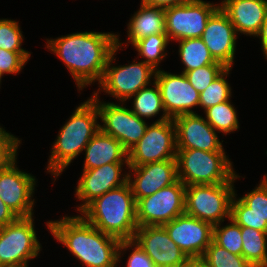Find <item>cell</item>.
<instances>
[{"instance_id":"33","label":"cell","mask_w":267,"mask_h":267,"mask_svg":"<svg viewBox=\"0 0 267 267\" xmlns=\"http://www.w3.org/2000/svg\"><path fill=\"white\" fill-rule=\"evenodd\" d=\"M23 32L18 21L0 19V48L7 51H27L23 49Z\"/></svg>"},{"instance_id":"11","label":"cell","mask_w":267,"mask_h":267,"mask_svg":"<svg viewBox=\"0 0 267 267\" xmlns=\"http://www.w3.org/2000/svg\"><path fill=\"white\" fill-rule=\"evenodd\" d=\"M219 7L218 3L187 0L164 9L166 35L175 42L202 37L207 21Z\"/></svg>"},{"instance_id":"39","label":"cell","mask_w":267,"mask_h":267,"mask_svg":"<svg viewBox=\"0 0 267 267\" xmlns=\"http://www.w3.org/2000/svg\"><path fill=\"white\" fill-rule=\"evenodd\" d=\"M186 1L187 0H141V3L149 6L166 9L168 7H173L175 5L182 4Z\"/></svg>"},{"instance_id":"27","label":"cell","mask_w":267,"mask_h":267,"mask_svg":"<svg viewBox=\"0 0 267 267\" xmlns=\"http://www.w3.org/2000/svg\"><path fill=\"white\" fill-rule=\"evenodd\" d=\"M178 54L184 65L183 73L216 62L201 37L179 40Z\"/></svg>"},{"instance_id":"2","label":"cell","mask_w":267,"mask_h":267,"mask_svg":"<svg viewBox=\"0 0 267 267\" xmlns=\"http://www.w3.org/2000/svg\"><path fill=\"white\" fill-rule=\"evenodd\" d=\"M54 239L86 267H117L120 240L104 234L81 215L46 222Z\"/></svg>"},{"instance_id":"12","label":"cell","mask_w":267,"mask_h":267,"mask_svg":"<svg viewBox=\"0 0 267 267\" xmlns=\"http://www.w3.org/2000/svg\"><path fill=\"white\" fill-rule=\"evenodd\" d=\"M185 188L180 180L136 201V222L140 226H163L185 213Z\"/></svg>"},{"instance_id":"26","label":"cell","mask_w":267,"mask_h":267,"mask_svg":"<svg viewBox=\"0 0 267 267\" xmlns=\"http://www.w3.org/2000/svg\"><path fill=\"white\" fill-rule=\"evenodd\" d=\"M242 256L253 267H267V233L249 227H240Z\"/></svg>"},{"instance_id":"7","label":"cell","mask_w":267,"mask_h":267,"mask_svg":"<svg viewBox=\"0 0 267 267\" xmlns=\"http://www.w3.org/2000/svg\"><path fill=\"white\" fill-rule=\"evenodd\" d=\"M234 183L187 185L185 213L213 226L231 218Z\"/></svg>"},{"instance_id":"24","label":"cell","mask_w":267,"mask_h":267,"mask_svg":"<svg viewBox=\"0 0 267 267\" xmlns=\"http://www.w3.org/2000/svg\"><path fill=\"white\" fill-rule=\"evenodd\" d=\"M127 24V42L133 46L137 41L152 34H166L163 8L140 3Z\"/></svg>"},{"instance_id":"42","label":"cell","mask_w":267,"mask_h":267,"mask_svg":"<svg viewBox=\"0 0 267 267\" xmlns=\"http://www.w3.org/2000/svg\"><path fill=\"white\" fill-rule=\"evenodd\" d=\"M2 76H3V75H2L1 72H0V84H1V82H2V81H1V80H2ZM0 88H1V86H0Z\"/></svg>"},{"instance_id":"22","label":"cell","mask_w":267,"mask_h":267,"mask_svg":"<svg viewBox=\"0 0 267 267\" xmlns=\"http://www.w3.org/2000/svg\"><path fill=\"white\" fill-rule=\"evenodd\" d=\"M219 4L238 35L255 37L267 16V0H223Z\"/></svg>"},{"instance_id":"40","label":"cell","mask_w":267,"mask_h":267,"mask_svg":"<svg viewBox=\"0 0 267 267\" xmlns=\"http://www.w3.org/2000/svg\"><path fill=\"white\" fill-rule=\"evenodd\" d=\"M255 37H259V39L261 40V49L263 51L262 53L267 59V16L264 20L263 25L261 26L259 33Z\"/></svg>"},{"instance_id":"3","label":"cell","mask_w":267,"mask_h":267,"mask_svg":"<svg viewBox=\"0 0 267 267\" xmlns=\"http://www.w3.org/2000/svg\"><path fill=\"white\" fill-rule=\"evenodd\" d=\"M98 119L99 111L96 103L88 98L76 107L60 128L53 142L46 168L47 172L53 175L54 181L83 152L88 142L98 132L100 129Z\"/></svg>"},{"instance_id":"29","label":"cell","mask_w":267,"mask_h":267,"mask_svg":"<svg viewBox=\"0 0 267 267\" xmlns=\"http://www.w3.org/2000/svg\"><path fill=\"white\" fill-rule=\"evenodd\" d=\"M170 40L166 34H152L137 41L133 47L138 52V57L144 58L145 63L159 70V65L167 56V46Z\"/></svg>"},{"instance_id":"32","label":"cell","mask_w":267,"mask_h":267,"mask_svg":"<svg viewBox=\"0 0 267 267\" xmlns=\"http://www.w3.org/2000/svg\"><path fill=\"white\" fill-rule=\"evenodd\" d=\"M202 258L208 267H253L243 256L230 253L212 241Z\"/></svg>"},{"instance_id":"31","label":"cell","mask_w":267,"mask_h":267,"mask_svg":"<svg viewBox=\"0 0 267 267\" xmlns=\"http://www.w3.org/2000/svg\"><path fill=\"white\" fill-rule=\"evenodd\" d=\"M228 221V225H222L221 222L214 226L213 241L230 253L242 256L243 240L240 226L231 218Z\"/></svg>"},{"instance_id":"36","label":"cell","mask_w":267,"mask_h":267,"mask_svg":"<svg viewBox=\"0 0 267 267\" xmlns=\"http://www.w3.org/2000/svg\"><path fill=\"white\" fill-rule=\"evenodd\" d=\"M29 51H7L0 48V72L4 74H19L30 59Z\"/></svg>"},{"instance_id":"4","label":"cell","mask_w":267,"mask_h":267,"mask_svg":"<svg viewBox=\"0 0 267 267\" xmlns=\"http://www.w3.org/2000/svg\"><path fill=\"white\" fill-rule=\"evenodd\" d=\"M80 215L104 234L119 240H131L138 227L136 201L129 183L95 198Z\"/></svg>"},{"instance_id":"9","label":"cell","mask_w":267,"mask_h":267,"mask_svg":"<svg viewBox=\"0 0 267 267\" xmlns=\"http://www.w3.org/2000/svg\"><path fill=\"white\" fill-rule=\"evenodd\" d=\"M99 95L90 98L99 111L100 130L118 140L128 152L144 136L148 124L120 102L99 101ZM122 104V105H121Z\"/></svg>"},{"instance_id":"34","label":"cell","mask_w":267,"mask_h":267,"mask_svg":"<svg viewBox=\"0 0 267 267\" xmlns=\"http://www.w3.org/2000/svg\"><path fill=\"white\" fill-rule=\"evenodd\" d=\"M226 67L221 63H213L203 67H199L185 74L187 80L190 84L199 92H203L209 84L212 83L224 70Z\"/></svg>"},{"instance_id":"20","label":"cell","mask_w":267,"mask_h":267,"mask_svg":"<svg viewBox=\"0 0 267 267\" xmlns=\"http://www.w3.org/2000/svg\"><path fill=\"white\" fill-rule=\"evenodd\" d=\"M177 149L225 151L218 132L198 113L175 117Z\"/></svg>"},{"instance_id":"1","label":"cell","mask_w":267,"mask_h":267,"mask_svg":"<svg viewBox=\"0 0 267 267\" xmlns=\"http://www.w3.org/2000/svg\"><path fill=\"white\" fill-rule=\"evenodd\" d=\"M46 40V48L69 70L78 91L101 82L108 58L116 46V34L110 32H77Z\"/></svg>"},{"instance_id":"13","label":"cell","mask_w":267,"mask_h":267,"mask_svg":"<svg viewBox=\"0 0 267 267\" xmlns=\"http://www.w3.org/2000/svg\"><path fill=\"white\" fill-rule=\"evenodd\" d=\"M36 178L17 167V158L0 168V199L18 216L34 215Z\"/></svg>"},{"instance_id":"10","label":"cell","mask_w":267,"mask_h":267,"mask_svg":"<svg viewBox=\"0 0 267 267\" xmlns=\"http://www.w3.org/2000/svg\"><path fill=\"white\" fill-rule=\"evenodd\" d=\"M177 138L173 119L154 121L144 136L128 151L129 166L176 159Z\"/></svg>"},{"instance_id":"6","label":"cell","mask_w":267,"mask_h":267,"mask_svg":"<svg viewBox=\"0 0 267 267\" xmlns=\"http://www.w3.org/2000/svg\"><path fill=\"white\" fill-rule=\"evenodd\" d=\"M119 35L116 34V46L112 50L104 71L99 89L94 91V95L105 92L114 97L119 102L126 103L127 100L135 95L143 87L149 86L152 79H155L156 70L144 61H136L128 65L113 66L116 60V52L123 49L124 42H120ZM115 55V56H114ZM112 65V66H111ZM126 101V102H125Z\"/></svg>"},{"instance_id":"41","label":"cell","mask_w":267,"mask_h":267,"mask_svg":"<svg viewBox=\"0 0 267 267\" xmlns=\"http://www.w3.org/2000/svg\"><path fill=\"white\" fill-rule=\"evenodd\" d=\"M179 267H208L202 257H190Z\"/></svg>"},{"instance_id":"17","label":"cell","mask_w":267,"mask_h":267,"mask_svg":"<svg viewBox=\"0 0 267 267\" xmlns=\"http://www.w3.org/2000/svg\"><path fill=\"white\" fill-rule=\"evenodd\" d=\"M125 169H129L127 182L130 185L135 201L150 196L178 181L176 159H168L141 166H129Z\"/></svg>"},{"instance_id":"8","label":"cell","mask_w":267,"mask_h":267,"mask_svg":"<svg viewBox=\"0 0 267 267\" xmlns=\"http://www.w3.org/2000/svg\"><path fill=\"white\" fill-rule=\"evenodd\" d=\"M34 216L18 217L0 228V267H28L39 256L42 245L34 226Z\"/></svg>"},{"instance_id":"23","label":"cell","mask_w":267,"mask_h":267,"mask_svg":"<svg viewBox=\"0 0 267 267\" xmlns=\"http://www.w3.org/2000/svg\"><path fill=\"white\" fill-rule=\"evenodd\" d=\"M83 170L94 169L109 163H128V152L122 144L100 129L85 149Z\"/></svg>"},{"instance_id":"37","label":"cell","mask_w":267,"mask_h":267,"mask_svg":"<svg viewBox=\"0 0 267 267\" xmlns=\"http://www.w3.org/2000/svg\"><path fill=\"white\" fill-rule=\"evenodd\" d=\"M20 144L21 139L12 135L11 132H6L5 128L0 126V168L9 165L17 158Z\"/></svg>"},{"instance_id":"35","label":"cell","mask_w":267,"mask_h":267,"mask_svg":"<svg viewBox=\"0 0 267 267\" xmlns=\"http://www.w3.org/2000/svg\"><path fill=\"white\" fill-rule=\"evenodd\" d=\"M132 249L126 262V267H156L151 258L144 250L133 240H120L118 246V262H121L124 252ZM122 256V257H121Z\"/></svg>"},{"instance_id":"25","label":"cell","mask_w":267,"mask_h":267,"mask_svg":"<svg viewBox=\"0 0 267 267\" xmlns=\"http://www.w3.org/2000/svg\"><path fill=\"white\" fill-rule=\"evenodd\" d=\"M152 81V87H150V85L149 87H143L135 95L129 98H134L132 102L133 108H130V110L141 119L153 118L157 116L159 112L163 113L156 122L170 119L164 110L159 86L155 80Z\"/></svg>"},{"instance_id":"38","label":"cell","mask_w":267,"mask_h":267,"mask_svg":"<svg viewBox=\"0 0 267 267\" xmlns=\"http://www.w3.org/2000/svg\"><path fill=\"white\" fill-rule=\"evenodd\" d=\"M18 216L0 199V228L15 221Z\"/></svg>"},{"instance_id":"28","label":"cell","mask_w":267,"mask_h":267,"mask_svg":"<svg viewBox=\"0 0 267 267\" xmlns=\"http://www.w3.org/2000/svg\"><path fill=\"white\" fill-rule=\"evenodd\" d=\"M204 113L206 115L205 120L215 131L223 133V136L240 128L237 110L231 103V99L207 108Z\"/></svg>"},{"instance_id":"19","label":"cell","mask_w":267,"mask_h":267,"mask_svg":"<svg viewBox=\"0 0 267 267\" xmlns=\"http://www.w3.org/2000/svg\"><path fill=\"white\" fill-rule=\"evenodd\" d=\"M201 38L214 60L232 69L238 36L228 15L220 7L207 21Z\"/></svg>"},{"instance_id":"18","label":"cell","mask_w":267,"mask_h":267,"mask_svg":"<svg viewBox=\"0 0 267 267\" xmlns=\"http://www.w3.org/2000/svg\"><path fill=\"white\" fill-rule=\"evenodd\" d=\"M133 240L156 267H179L188 257L171 240L164 226L137 227Z\"/></svg>"},{"instance_id":"21","label":"cell","mask_w":267,"mask_h":267,"mask_svg":"<svg viewBox=\"0 0 267 267\" xmlns=\"http://www.w3.org/2000/svg\"><path fill=\"white\" fill-rule=\"evenodd\" d=\"M234 195L231 202V219L240 227H249L267 233V175L243 197Z\"/></svg>"},{"instance_id":"5","label":"cell","mask_w":267,"mask_h":267,"mask_svg":"<svg viewBox=\"0 0 267 267\" xmlns=\"http://www.w3.org/2000/svg\"><path fill=\"white\" fill-rule=\"evenodd\" d=\"M225 151L177 149L178 180L184 185L234 183L240 176L233 170Z\"/></svg>"},{"instance_id":"30","label":"cell","mask_w":267,"mask_h":267,"mask_svg":"<svg viewBox=\"0 0 267 267\" xmlns=\"http://www.w3.org/2000/svg\"><path fill=\"white\" fill-rule=\"evenodd\" d=\"M231 68H226L203 92L199 94V107L207 108L232 98L230 83L227 81Z\"/></svg>"},{"instance_id":"14","label":"cell","mask_w":267,"mask_h":267,"mask_svg":"<svg viewBox=\"0 0 267 267\" xmlns=\"http://www.w3.org/2000/svg\"><path fill=\"white\" fill-rule=\"evenodd\" d=\"M161 92L164 110L170 119L184 114L196 113L199 92L190 84L185 74H173L156 70L155 79Z\"/></svg>"},{"instance_id":"15","label":"cell","mask_w":267,"mask_h":267,"mask_svg":"<svg viewBox=\"0 0 267 267\" xmlns=\"http://www.w3.org/2000/svg\"><path fill=\"white\" fill-rule=\"evenodd\" d=\"M171 240L190 257H202L213 241L214 226L186 213L163 225Z\"/></svg>"},{"instance_id":"16","label":"cell","mask_w":267,"mask_h":267,"mask_svg":"<svg viewBox=\"0 0 267 267\" xmlns=\"http://www.w3.org/2000/svg\"><path fill=\"white\" fill-rule=\"evenodd\" d=\"M125 165L129 167L128 163H109L94 169L82 170L75 188V197L82 202L77 206V211L81 212L95 198L126 184L128 173L122 174V167Z\"/></svg>"}]
</instances>
